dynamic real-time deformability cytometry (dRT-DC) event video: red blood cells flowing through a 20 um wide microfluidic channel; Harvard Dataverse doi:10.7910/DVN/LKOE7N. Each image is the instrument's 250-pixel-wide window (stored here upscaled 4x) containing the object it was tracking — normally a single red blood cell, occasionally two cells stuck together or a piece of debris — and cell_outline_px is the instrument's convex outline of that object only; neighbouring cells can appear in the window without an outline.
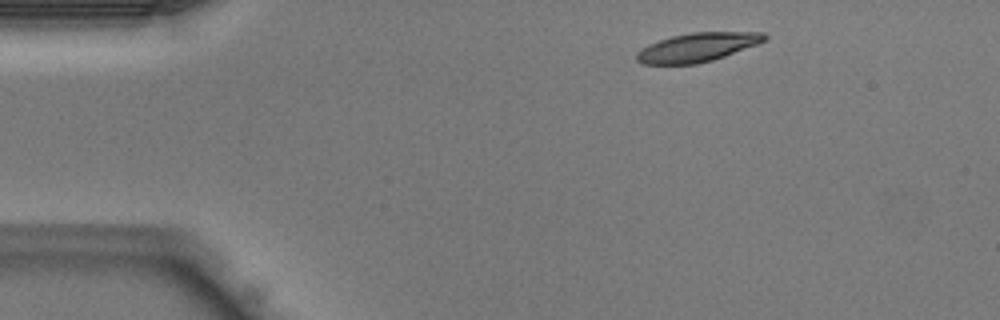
{"species": "Egyptian fruit bat (a non-hibernating species)", "species_latin": "Rousettus aegyptiacus", "temperature_condition": "warm", "stored_images_in_passage": 37, "camera_frame_rate_fps": 3000, "um_per_image_px": 0.085, "animal": {"sex": "male"}, "frame": {"image": 1, "passage_image": 1, "time_ms": 0.0, "image_size_px": [1000, 320], "cell_outline_px": [[768, 40], [724, 56], [712, 60], [696, 64], [644, 64], [636, 60], [636, 52], [640, 48], [648, 44], [672, 36], [692, 32], [764, 32], [768, 36]], "centroid_in_image_um": [59.27, 4.01], "position_along_channel_um": 25.7, "area_um2": 21.5}}
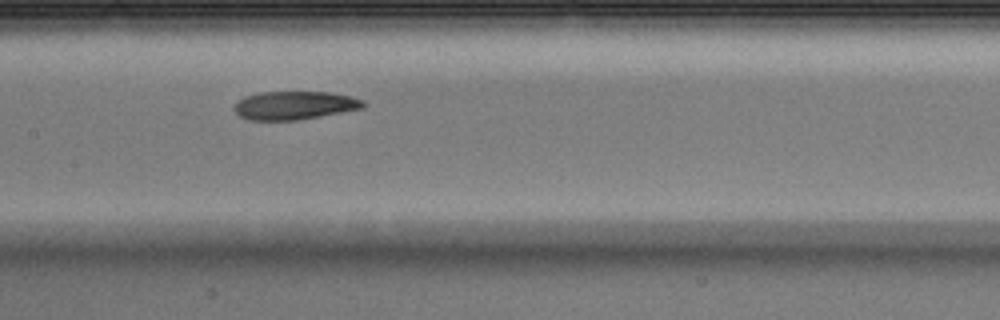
{"frame": {"image": 2, "passage_image": 15, "time_ms": 4.667, "image_size_px": [1000, 320], "cell_outline_px": [[368, 104], [364, 108], [300, 120], [248, 120], [240, 116], [232, 108], [244, 96], [260, 92], [332, 92], [352, 96], [364, 100]], "centroid_in_image_um": [25.09, 8.95], "position_along_channel_um": 182.3, "area_um2": 21.56}}
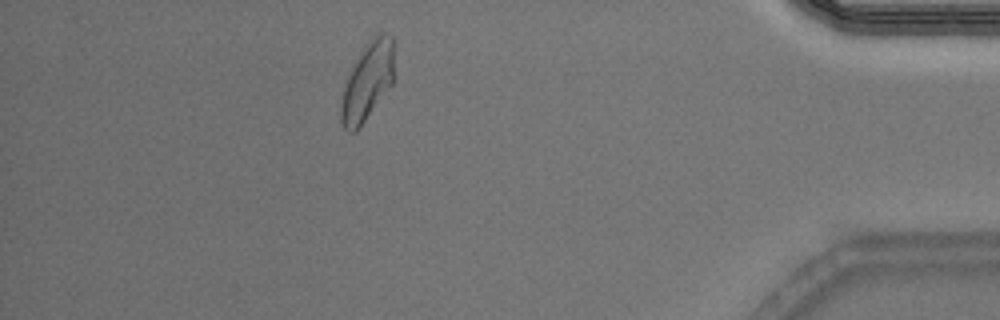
{"frame": {"image": 3, "passage_image": 32, "time_ms": 10.333, "image_size_px": [1000, 320], "cell_outline_px": [[392, 84], [356, 132], [348, 132], [344, 128], [340, 120], [340, 104], [344, 88], [348, 76], [352, 68], [360, 56], [372, 40], [380, 32], [384, 32], [392, 36]], "centroid_in_image_um": [31.21, 7.01], "position_along_channel_um": 404.0, "area_um2": 23.12}}